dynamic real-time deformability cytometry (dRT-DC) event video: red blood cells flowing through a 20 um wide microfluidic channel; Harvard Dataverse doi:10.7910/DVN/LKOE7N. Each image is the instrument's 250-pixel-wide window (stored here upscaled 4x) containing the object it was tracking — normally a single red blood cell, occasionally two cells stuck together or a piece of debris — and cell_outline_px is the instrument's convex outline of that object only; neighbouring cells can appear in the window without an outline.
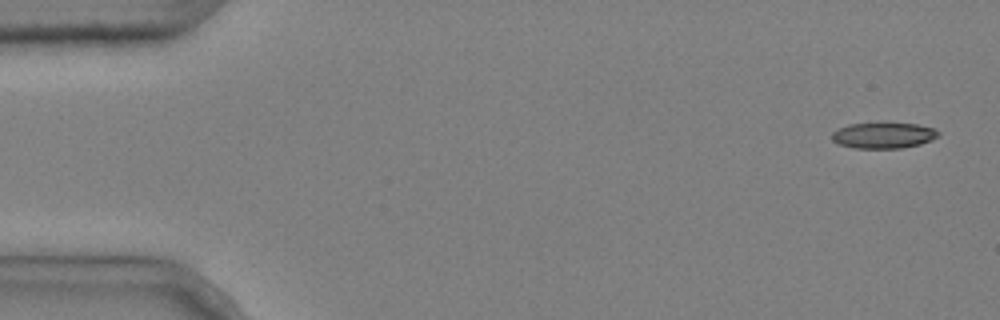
{"species": "common noctule bat (a hibernating species)", "species_latin": "Nyctalus noctula", "temperature_condition": "cold", "stored_images_in_passage": 5, "segment_of_instrument_passage": [1, 2], "camera_frame_rate_fps": 3000, "um_per_image_px": 0.085, "animal": {"sex": "male", "body_mass_g": 20.4}, "frame": {"image": 1, "passage_image": 1, "time_ms": 0.0, "image_size_px": [1000, 320], "cell_outline_px": [[940, 132], [932, 140], [920, 144], [900, 148], [852, 148], [836, 144], [832, 140], [832, 132], [848, 124], [880, 120], [916, 124], [932, 128]], "centroid_in_image_um": [75.04, 11.46], "position_along_channel_um": 10.0, "area_um2": 16.76}}